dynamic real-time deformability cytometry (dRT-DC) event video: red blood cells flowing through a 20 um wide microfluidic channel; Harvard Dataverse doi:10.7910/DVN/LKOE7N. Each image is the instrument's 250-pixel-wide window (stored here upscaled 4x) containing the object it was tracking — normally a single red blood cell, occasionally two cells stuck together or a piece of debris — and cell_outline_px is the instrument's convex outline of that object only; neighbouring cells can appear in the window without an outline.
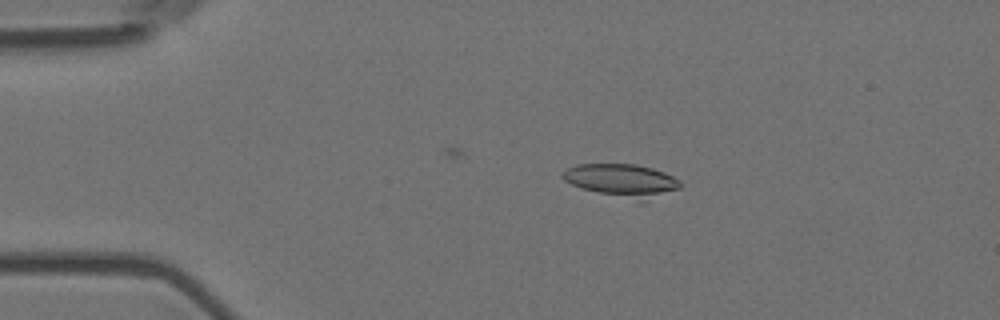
{"species": "Egyptian fruit bat (a non-hibernating species)", "species_latin": "Rousettus aegyptiacus", "temperature_condition": "room temperature", "stored_images_in_passage": 5, "camera_frame_rate_fps": 3000, "um_per_image_px": 0.085, "animal": {"sex": "female"}, "frame": {"image": 1, "passage_image": 1, "time_ms": 0.0, "image_size_px": [1000, 320], "cell_outline_px": [[680, 188], [640, 204], [584, 188], [572, 184], [564, 180], [560, 176], [568, 168], [576, 164], [636, 164], [652, 168], [664, 172], [680, 180]], "centroid_in_image_um": [52.91, 15.37], "position_along_channel_um": 32.1, "area_um2": 22.83}}
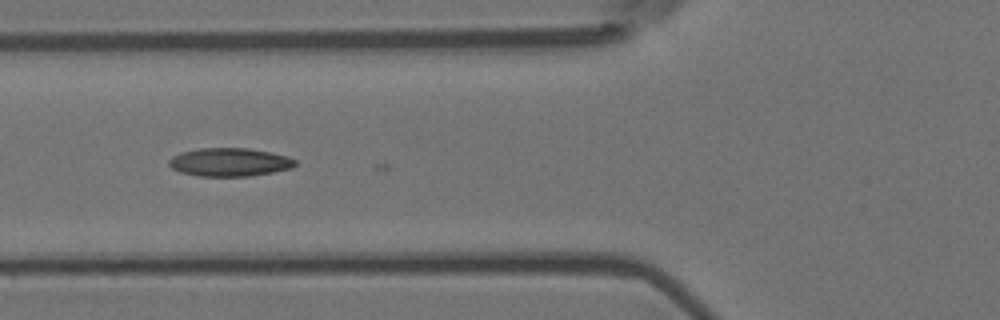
{"frame": {"image": 2, "passage_image": 4, "time_ms": 1.0, "image_size_px": [1000, 320], "cell_outline_px": [[296, 164], [292, 168], [272, 172], [248, 176], [200, 176], [180, 172], [172, 168], [168, 164], [168, 160], [172, 156], [180, 152], [196, 148], [248, 148], [272, 152], [288, 156], [296, 160]], "centroid_in_image_um": [19.5, 13.77], "position_along_channel_um": 106.3, "area_um2": 20.98}}
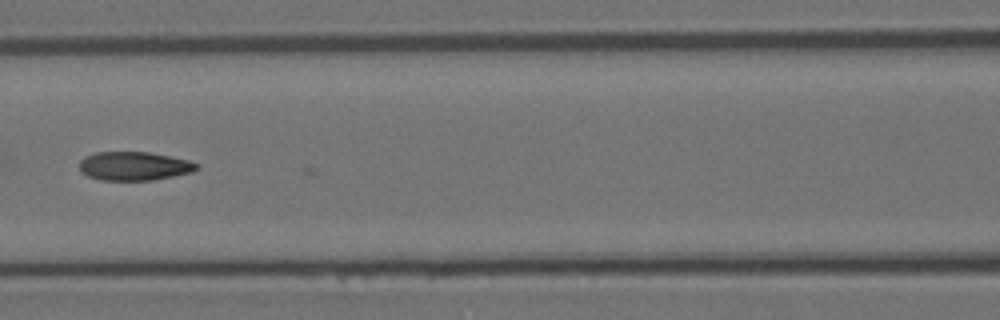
{"frame": {"image": 3, "passage_image": 5, "time_ms": 1.333, "image_size_px": [1000, 320], "cell_outline_px": [[196, 168], [192, 172], [152, 180], [100, 180], [88, 176], [80, 172], [80, 160], [84, 156], [96, 152], [148, 152], [188, 160], [196, 164]], "centroid_in_image_um": [11.33, 14.11], "position_along_channel_um": 155.3, "area_um2": 19.42}}